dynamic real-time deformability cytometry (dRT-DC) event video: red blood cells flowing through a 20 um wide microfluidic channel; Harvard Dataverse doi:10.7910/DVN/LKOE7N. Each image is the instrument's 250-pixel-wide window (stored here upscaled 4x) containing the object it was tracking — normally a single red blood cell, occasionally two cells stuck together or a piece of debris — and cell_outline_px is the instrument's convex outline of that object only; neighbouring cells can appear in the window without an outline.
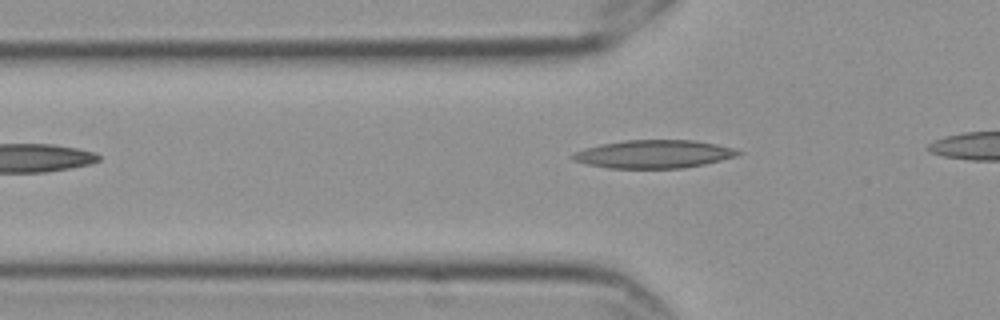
{"species": "Egyptian fruit bat (a non-hibernating species)", "species_latin": "Rousettus aegyptiacus", "temperature_condition": "cold", "stored_images_in_passage": 19, "camera_frame_rate_fps": 3000, "um_per_image_px": 0.085, "frame": {"image": 1, "passage_image": 2, "time_ms": 0.333, "image_size_px": [1000, 320], "cell_outline_px": [[744, 152], [736, 156], [704, 164], [680, 168], [608, 168], [588, 164], [572, 160], [568, 156], [584, 148], [600, 144], [624, 140], [692, 140], [716, 144], [732, 148]], "centroid_in_image_um": [55.53, 13.09], "position_along_channel_um": 70.3, "area_um2": 26.99}}
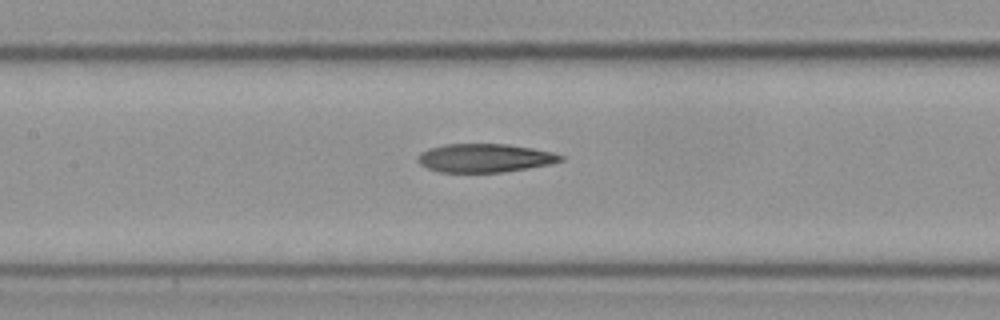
{"frame": {"image": 2, "passage_image": 10, "time_ms": 3.0, "image_size_px": [1000, 320], "cell_outline_px": [[564, 160], [548, 164], [528, 168], [504, 172], [440, 172], [428, 168], [420, 164], [416, 160], [420, 152], [428, 148], [444, 144], [508, 144], [532, 148], [552, 152], [564, 156]], "centroid_in_image_um": [41.18, 13.42], "position_along_channel_um": 166.2, "area_um2": 23.76}}
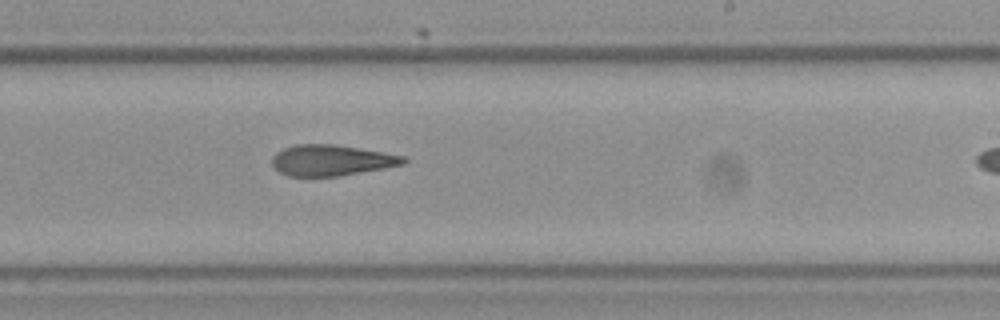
{"frame": {"image": 3, "passage_image": 18, "time_ms": 5.667, "image_size_px": [1000, 320], "cell_outline_px": [[408, 160], [404, 164], [384, 168], [340, 176], [288, 176], [280, 172], [272, 164], [272, 156], [276, 152], [284, 148], [296, 144], [336, 144], [404, 156]], "centroid_in_image_um": [28.16, 13.62], "position_along_channel_um": 260.8, "area_um2": 23.58}}